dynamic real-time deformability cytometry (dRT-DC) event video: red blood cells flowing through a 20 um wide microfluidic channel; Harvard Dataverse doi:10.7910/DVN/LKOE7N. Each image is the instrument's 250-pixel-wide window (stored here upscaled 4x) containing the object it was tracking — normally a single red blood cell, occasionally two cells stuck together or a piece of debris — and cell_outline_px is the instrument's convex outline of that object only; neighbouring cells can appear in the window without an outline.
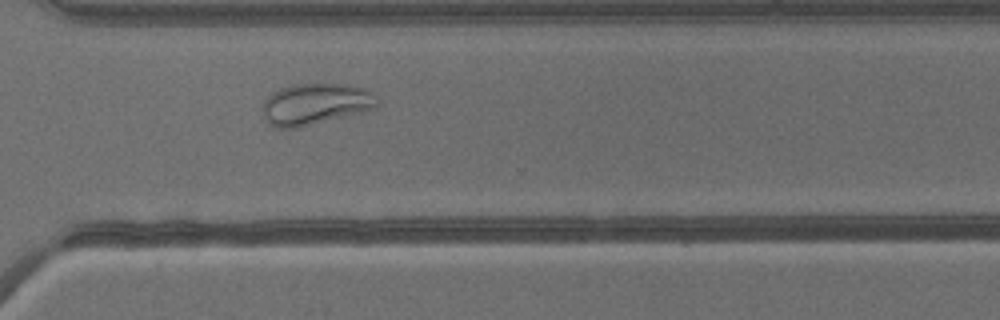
{"species": "common noctule bat (a hibernating species)", "species_latin": "Nyctalus noctula", "temperature_condition": "warm", "stored_images_in_passage": 25, "camera_frame_rate_fps": 3000, "um_per_image_px": 0.085, "animal": {"sex": "male", "body_mass_g": 13.3}, "frame": {"image": 1, "passage_image": 18, "time_ms": 5.667, "image_size_px": [1000, 320], "cell_outline_px": [[380, 104], [376, 108], [296, 128], [276, 128], [268, 124], [264, 120], [264, 100], [272, 92], [280, 88], [296, 84], [344, 84], [368, 88], [380, 100]], "centroid_in_image_um": [26.83, 8.83], "position_along_channel_um": 343.8, "area_um2": 27.69}}
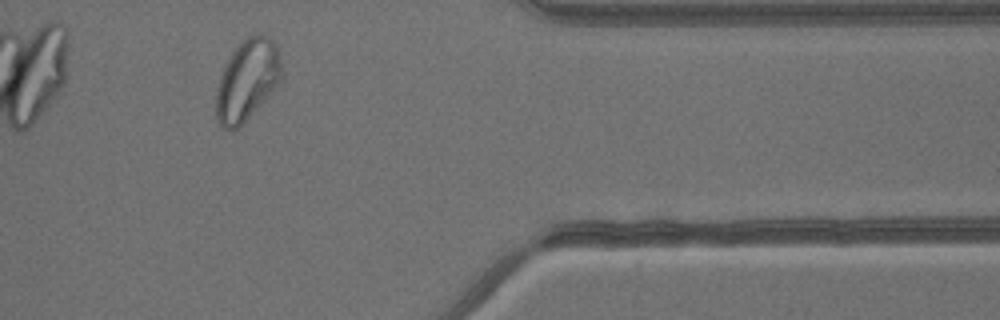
{"frame": {"image": 2, "passage_image": 22, "time_ms": 7.0, "image_size_px": [1000, 320], "cell_outline_px": [[280, 80], [272, 92], [236, 128], [228, 132], [220, 128], [216, 116], [216, 92], [224, 68], [232, 52], [248, 36], [268, 36], [276, 44], [280, 56]], "centroid_in_image_um": [20.99, 6.84], "position_along_channel_um": 390.4, "area_um2": 30.0}}